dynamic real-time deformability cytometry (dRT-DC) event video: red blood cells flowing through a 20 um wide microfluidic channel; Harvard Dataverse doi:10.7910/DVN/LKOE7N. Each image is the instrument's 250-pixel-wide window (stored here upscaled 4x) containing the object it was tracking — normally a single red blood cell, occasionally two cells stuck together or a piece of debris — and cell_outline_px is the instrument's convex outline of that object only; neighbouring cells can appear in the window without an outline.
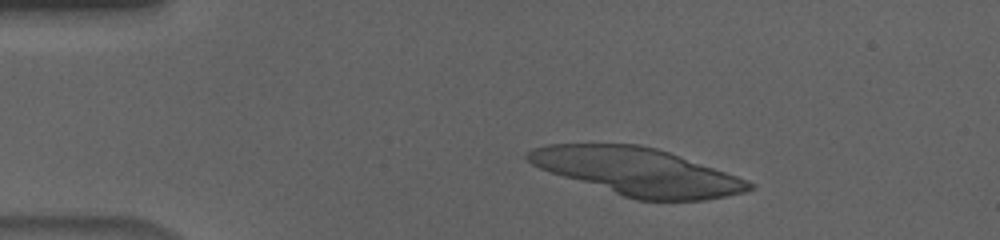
{"species": "human", "species_latin": "Homo sapiens", "temperature_condition": "cold", "stored_images_in_passage": 53, "segment_of_instrument_passage": [1, 2], "camera_frame_rate_fps": 3000, "um_per_image_px": 0.085, "donor": {"sex": "male"}, "frame": {"image": 1, "passage_image": 7, "time_ms": 2.0, "image_size_px": [1000, 240], "cell_outline_px": [[756, 188], [744, 192], [704, 200], [636, 200], [540, 168], [532, 164], [524, 156], [532, 148], [548, 144], [640, 144], [656, 148], [668, 152], [748, 180], [756, 184]], "centroid_in_image_um": [54.2, 14.58], "position_along_channel_um": 30.8, "area_um2": 60.11}}